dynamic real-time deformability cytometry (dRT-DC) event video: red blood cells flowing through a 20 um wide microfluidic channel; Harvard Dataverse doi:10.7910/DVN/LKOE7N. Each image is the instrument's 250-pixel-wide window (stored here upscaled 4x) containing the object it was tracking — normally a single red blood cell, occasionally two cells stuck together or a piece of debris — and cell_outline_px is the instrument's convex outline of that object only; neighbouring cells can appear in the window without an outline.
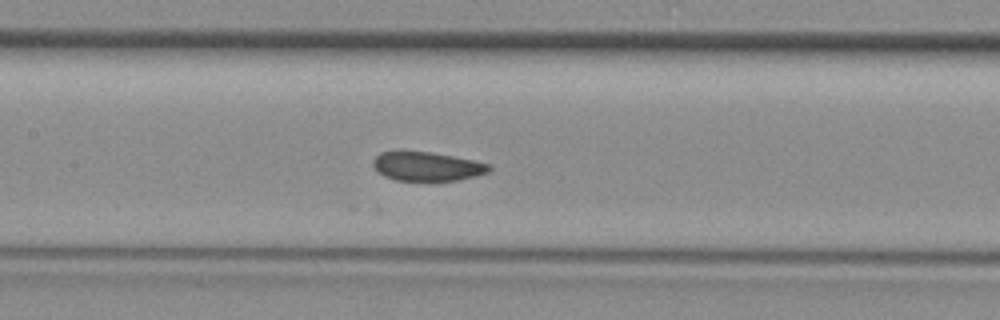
{"species": "common noctule bat (a hibernating species)", "species_latin": "Nyctalus noctula", "temperature_condition": "room temperature", "stored_images_in_passage": 23, "camera_frame_rate_fps": 3000, "um_per_image_px": 0.085, "animal": {"sex": "female", "body_mass_g": 29.2, "forearm_length_mm": 56.3}, "frame": {"image": 1, "passage_image": 12, "time_ms": 3.667, "image_size_px": [1000, 320], "cell_outline_px": [[492, 168], [488, 172], [476, 176], [456, 180], [396, 180], [384, 176], [372, 164], [372, 160], [380, 152], [432, 152], [492, 164]], "centroid_in_image_um": [36.33, 14.14], "position_along_channel_um": 171.1, "area_um2": 19.31}}
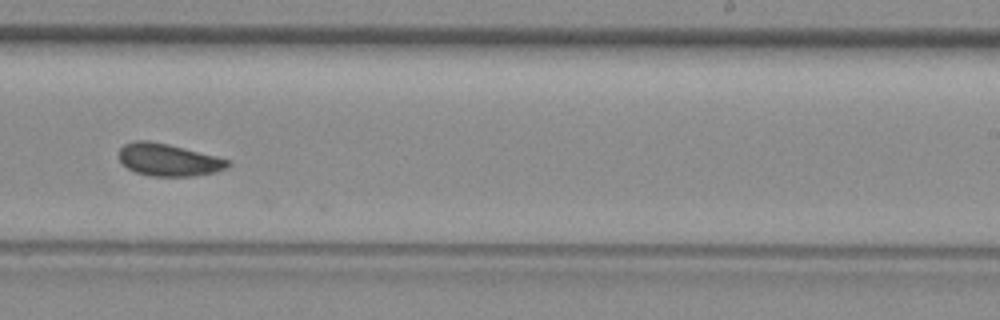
{"frame": {"image": 2, "passage_image": 19, "time_ms": 6.0, "image_size_px": [1000, 320], "cell_outline_px": [[232, 164], [228, 168], [216, 172], [192, 176], [148, 176], [136, 172], [128, 168], [120, 160], [120, 148], [124, 144], [136, 140], [148, 140], [168, 144], [216, 156], [228, 160]], "centroid_in_image_um": [14.34, 13.59], "position_along_channel_um": 274.7, "area_um2": 20.46}}
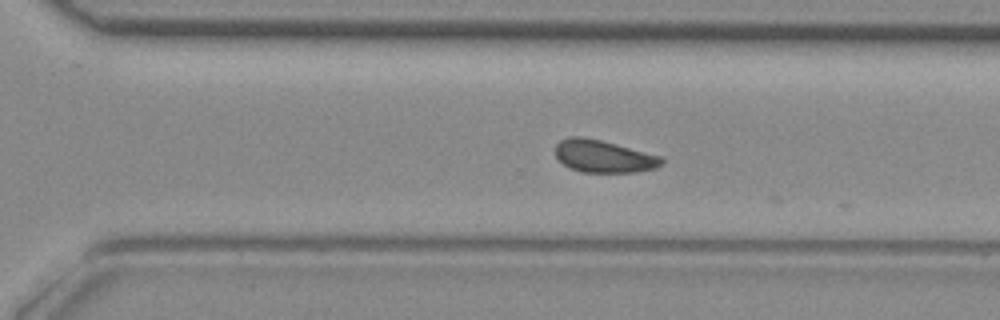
{"frame": {"image": 3, "passage_image": 22, "time_ms": 7.0, "image_size_px": [1000, 320], "cell_outline_px": [[664, 164], [656, 168], [636, 172], [584, 172], [572, 168], [564, 164], [556, 156], [556, 144], [560, 140], [572, 136], [580, 136], [600, 140], [664, 156]], "centroid_in_image_um": [51.37, 13.28], "position_along_channel_um": 319.2, "area_um2": 20.06}}